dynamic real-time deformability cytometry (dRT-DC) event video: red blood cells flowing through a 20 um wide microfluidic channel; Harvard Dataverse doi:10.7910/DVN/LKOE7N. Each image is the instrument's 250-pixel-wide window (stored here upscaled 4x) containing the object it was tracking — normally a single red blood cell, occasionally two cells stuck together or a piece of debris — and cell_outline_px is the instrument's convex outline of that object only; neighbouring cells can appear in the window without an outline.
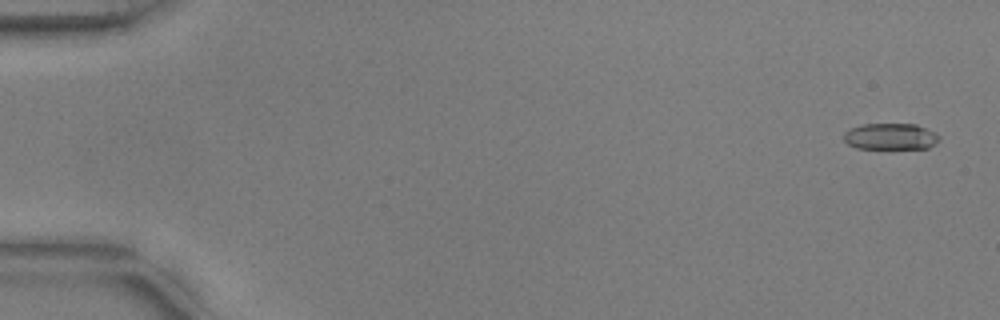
{"species": "common noctule bat (a hibernating species)", "species_latin": "Nyctalus noctula", "temperature_condition": "warm", "stored_images_in_passage": 6, "camera_frame_rate_fps": 3000, "um_per_image_px": 0.085, "animal": {"sex": "male", "body_mass_g": 17.9, "forearm_length_mm": 54.2}, "frame": {"image": 1, "passage_image": 3, "time_ms": 0.667, "image_size_px": [1000, 320], "cell_outline_px": [[940, 140], [936, 144], [928, 148], [856, 148], [848, 144], [844, 140], [844, 132], [852, 128], [864, 124], [916, 124], [940, 136]], "centroid_in_image_um": [75.7, 11.61], "position_along_channel_um": 9.3, "area_um2": 14.51}}